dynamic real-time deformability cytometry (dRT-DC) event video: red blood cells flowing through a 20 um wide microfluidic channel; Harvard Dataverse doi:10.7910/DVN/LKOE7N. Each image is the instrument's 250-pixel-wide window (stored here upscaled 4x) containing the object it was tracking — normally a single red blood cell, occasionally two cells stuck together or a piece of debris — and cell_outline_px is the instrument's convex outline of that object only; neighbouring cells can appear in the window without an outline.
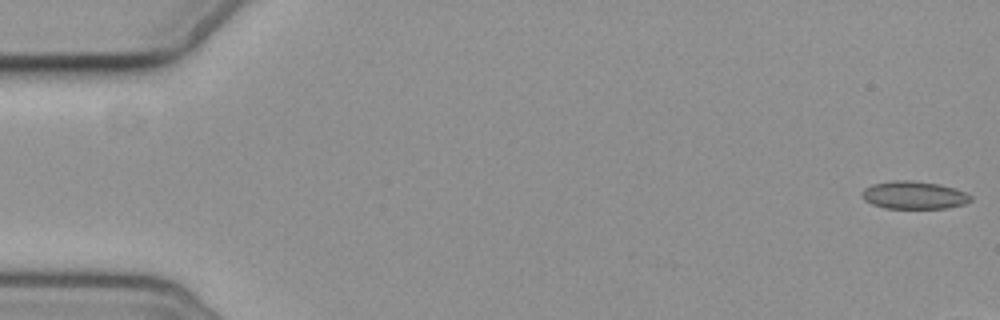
{"species": "common noctule bat (a hibernating species)", "species_latin": "Nyctalus noctula", "temperature_condition": "cold", "stored_images_in_passage": 5, "camera_frame_rate_fps": 3000, "um_per_image_px": 0.085, "animal": {"sex": "female", "body_mass_g": 19.3, "forearm_length_mm": 54.1}, "frame": {"image": 1, "passage_image": 1, "time_ms": 0.0, "image_size_px": [1000, 320], "cell_outline_px": [[972, 200], [964, 204], [944, 208], [884, 208], [872, 204], [864, 200], [860, 196], [860, 192], [864, 188], [872, 184], [896, 180], [912, 180], [940, 184], [956, 188], [972, 196]], "centroid_in_image_um": [77.66, 16.58], "position_along_channel_um": 7.3, "area_um2": 17.74}}